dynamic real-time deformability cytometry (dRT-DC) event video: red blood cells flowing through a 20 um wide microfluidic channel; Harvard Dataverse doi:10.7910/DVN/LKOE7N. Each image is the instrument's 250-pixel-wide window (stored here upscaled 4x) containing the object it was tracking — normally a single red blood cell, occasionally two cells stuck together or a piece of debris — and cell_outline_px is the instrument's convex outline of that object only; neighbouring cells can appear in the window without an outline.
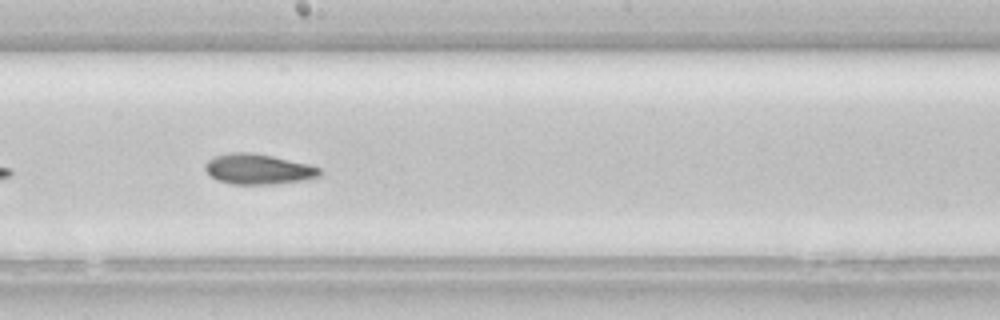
{"species": "common noctule bat (a hibernating species)", "species_latin": "Nyctalus noctula", "temperature_condition": "room temperature", "stored_images_in_passage": 45, "camera_frame_rate_fps": 3000, "um_per_image_px": 0.085, "animal": {"sex": "female", "body_mass_g": 22.7, "forearm_length_mm": 54.2}, "frame": {"image": 1, "passage_image": 24, "time_ms": 7.667, "image_size_px": [1000, 320], "cell_outline_px": [[320, 176], [308, 180], [272, 184], [232, 184], [216, 180], [204, 168], [204, 164], [212, 156], [228, 152], [252, 152], [272, 156], [308, 164], [320, 168]], "centroid_in_image_um": [21.92, 14.37], "position_along_channel_um": 226.3, "area_um2": 20.4}}